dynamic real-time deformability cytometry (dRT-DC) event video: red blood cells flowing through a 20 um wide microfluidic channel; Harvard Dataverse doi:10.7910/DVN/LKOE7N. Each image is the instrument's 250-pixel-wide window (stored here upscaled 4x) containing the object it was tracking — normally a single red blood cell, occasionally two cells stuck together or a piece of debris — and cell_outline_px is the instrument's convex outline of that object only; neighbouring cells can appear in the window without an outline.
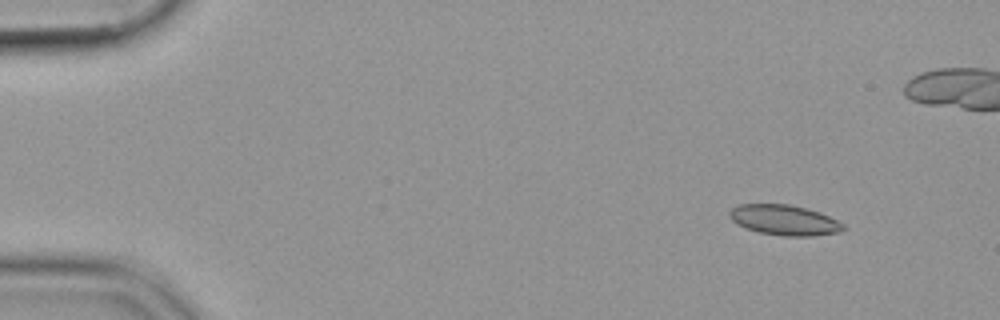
{"species": "common noctule bat (a hibernating species)", "species_latin": "Nyctalus noctula", "temperature_condition": "cold", "stored_images_in_passage": 51, "camera_frame_rate_fps": 3000, "um_per_image_px": 0.085, "animal": {"sex": "female", "body_mass_g": 19.9}, "frame": {"image": 1, "passage_image": 1, "time_ms": 0.0, "image_size_px": [1000, 320], "cell_outline_px": [[848, 228], [840, 232], [812, 236], [784, 236], [760, 232], [744, 228], [736, 224], [728, 216], [728, 212], [732, 208], [740, 204], [788, 204], [808, 208], [820, 212], [844, 224]], "centroid_in_image_um": [66.67, 18.7], "position_along_channel_um": 18.3, "area_um2": 20.29}}
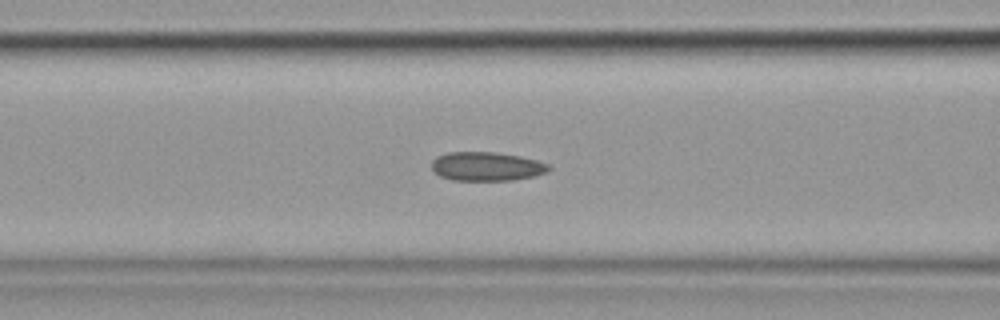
{"frame": {"image": 2, "passage_image": 18, "time_ms": 5.667, "image_size_px": [1000, 320], "cell_outline_px": [[552, 168], [548, 172], [532, 176], [512, 180], [452, 180], [440, 176], [432, 168], [432, 160], [436, 156], [448, 152], [496, 152], [520, 156], [536, 160], [548, 164]], "centroid_in_image_um": [41.36, 14.14], "position_along_channel_um": 125.2, "area_um2": 19.71}}
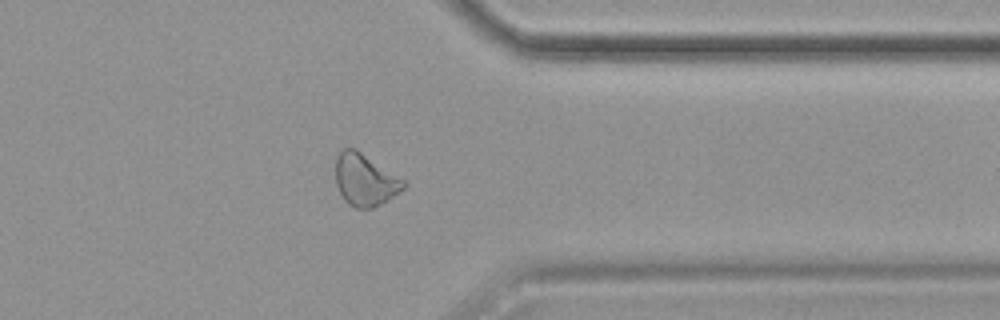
{"frame": {"image": 3, "passage_image": 39, "time_ms": 12.667, "image_size_px": [1000, 320], "cell_outline_px": [[408, 184], [400, 192], [380, 204], [372, 208], [356, 208], [348, 204], [344, 200], [336, 184], [336, 156], [344, 148], [356, 148], [404, 180]], "centroid_in_image_um": [31.02, 15.28], "position_along_channel_um": 380.4, "area_um2": 20.52}}